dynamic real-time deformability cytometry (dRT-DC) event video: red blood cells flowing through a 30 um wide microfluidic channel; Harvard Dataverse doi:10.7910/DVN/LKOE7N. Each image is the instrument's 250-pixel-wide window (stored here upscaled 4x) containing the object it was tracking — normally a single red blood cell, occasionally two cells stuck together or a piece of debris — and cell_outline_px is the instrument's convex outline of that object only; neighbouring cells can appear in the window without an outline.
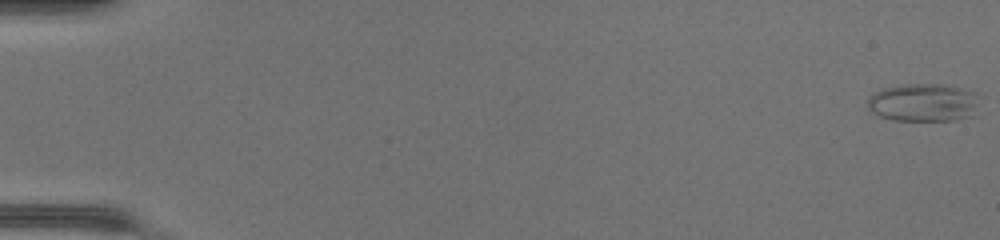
{"species": "common noctule bat (a hibernating species)", "species_latin": "Nyctalus noctula", "temperature_condition": "warm", "stored_images_in_passage": 49, "camera_frame_rate_fps": 3000, "um_per_image_px": 0.085, "animal": {"sex": "female", "body_mass_g": 17.0, "forearm_length_mm": 48.0}, "frame": {"image": 1, "passage_image": 1, "time_ms": 0.0, "image_size_px": [1000, 240], "cell_outline_px": [[984, 96], [976, 116], [956, 120], [896, 120], [880, 116], [872, 112], [868, 108], [868, 100], [876, 92], [884, 88], [904, 84], [944, 84], [976, 92]], "centroid_in_image_um": [78.65, 8.72], "position_along_channel_um": 6.3, "area_um2": 25.37}}
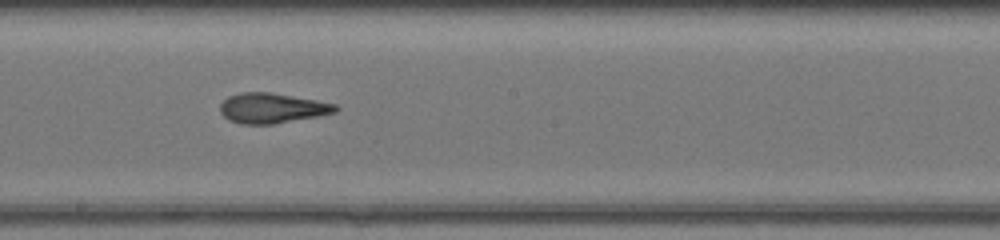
{"frame": {"image": 2, "passage_image": 29, "time_ms": 9.333, "image_size_px": [1000, 240], "cell_outline_px": [[340, 108], [336, 112], [316, 116], [272, 124], [240, 124], [228, 120], [220, 112], [220, 104], [228, 96], [240, 92], [268, 92], [316, 100], [336, 104]], "centroid_in_image_um": [23.09, 9.19], "position_along_channel_um": 225.1, "area_um2": 20.11}}
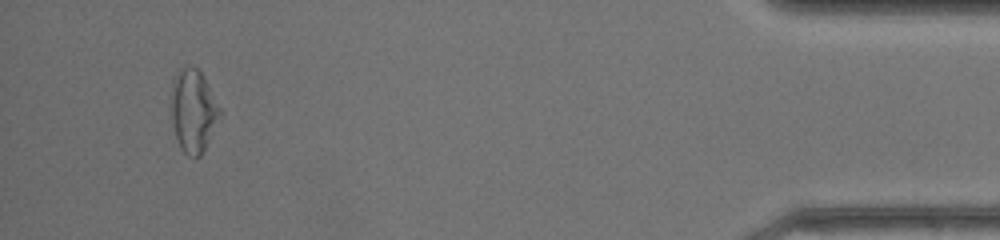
{"frame": {"image": 3, "passage_image": 47, "time_ms": 15.333, "image_size_px": [1000, 240], "cell_outline_px": [[224, 112], [200, 156], [188, 156], [180, 148], [176, 136], [168, 104], [172, 80], [184, 68], [196, 68], [204, 76]], "centroid_in_image_um": [16.43, 9.42], "position_along_channel_um": 418.8, "area_um2": 23.87}, "authors_computed_cell_mechanics": {"area_um2": 21.4438, "velocity_mm_per_s": 4.3603, "shape_relaxation_time_tau1_ms": 6.245, "shape_relaxation_time_tau2_ms": 2.1029, "deformation_change_tau1": 0.2116, "deformation_change_tau2": 0.1227}}